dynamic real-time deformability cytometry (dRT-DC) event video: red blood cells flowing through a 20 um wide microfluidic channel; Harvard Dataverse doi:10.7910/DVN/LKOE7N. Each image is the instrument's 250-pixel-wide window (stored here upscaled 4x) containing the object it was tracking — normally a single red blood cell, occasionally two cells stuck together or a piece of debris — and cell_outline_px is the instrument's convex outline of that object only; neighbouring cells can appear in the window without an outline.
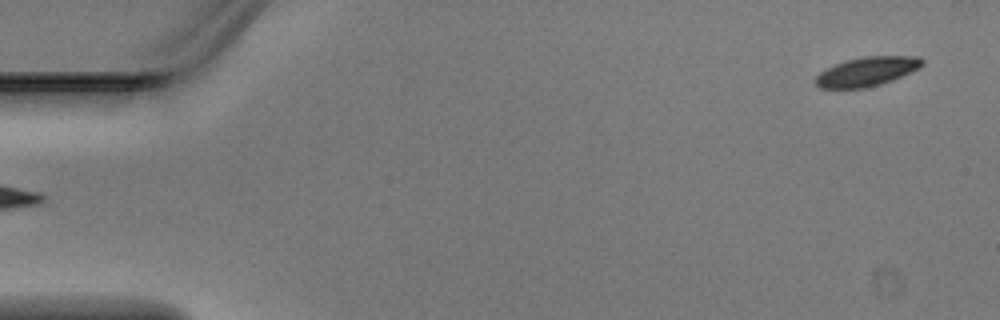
{"species": "Egyptian fruit bat (a non-hibernating species)", "species_latin": "Rousettus aegyptiacus", "temperature_condition": "warm", "stored_images_in_passage": 5, "segment_of_instrument_passage": [2, 2], "camera_frame_rate_fps": 3000, "um_per_image_px": 0.085, "animal": {"sex": "male"}, "frame": {"image": 1, "passage_image": 5, "time_ms": 1.333, "image_size_px": [1000, 320], "cell_outline_px": [[924, 64], [920, 68], [892, 80], [880, 84], [864, 88], [820, 88], [812, 80], [820, 72], [836, 64], [848, 60], [864, 56], [920, 56], [924, 60]], "centroid_in_image_um": [73.71, 6.08], "position_along_channel_um": 11.3, "area_um2": 18.09}}